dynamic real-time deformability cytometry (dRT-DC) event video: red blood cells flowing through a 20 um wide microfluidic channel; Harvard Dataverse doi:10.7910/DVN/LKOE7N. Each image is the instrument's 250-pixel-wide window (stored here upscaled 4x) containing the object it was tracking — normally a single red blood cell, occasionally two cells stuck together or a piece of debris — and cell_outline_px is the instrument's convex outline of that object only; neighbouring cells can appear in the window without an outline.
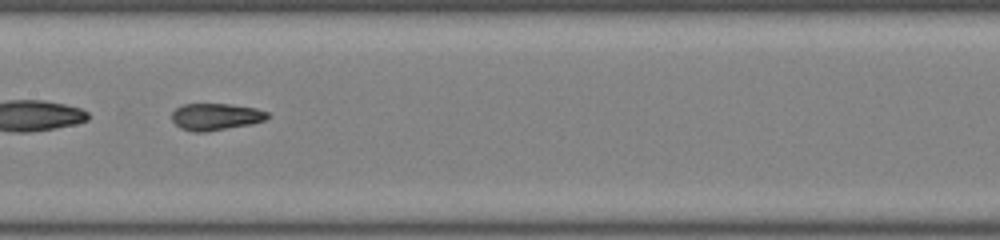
{"species": "common noctule bat (a hibernating species)", "species_latin": "Nyctalus noctula", "temperature_condition": "room temperature", "stored_images_in_passage": 33, "camera_frame_rate_fps": 3000, "um_per_image_px": 0.085, "animal": {"sex": "male", "body_mass_g": 19.0, "forearm_length_mm": 50.8}, "frame": {"image": 1, "passage_image": 10, "time_ms": 3.0, "image_size_px": [1000, 240], "cell_outline_px": [[272, 116], [264, 120], [252, 124], [204, 132], [192, 132], [180, 128], [172, 120], [172, 112], [176, 108], [184, 104], [228, 104], [256, 108], [268, 112]], "centroid_in_image_um": [18.35, 9.92], "position_along_channel_um": 189.0, "area_um2": 15.03}, "authors_computed_cell_mechanics": {"area_um2": 15.0858, "velocity_mm_per_s": 4.0435, "shape_relaxation_time_tau1_ms": 10.1282, "shape_relaxation_time_tau2_ms": 1.9497, "deformation_change_tau1": 0.279, "deformation_change_tau2": 0.0767}}